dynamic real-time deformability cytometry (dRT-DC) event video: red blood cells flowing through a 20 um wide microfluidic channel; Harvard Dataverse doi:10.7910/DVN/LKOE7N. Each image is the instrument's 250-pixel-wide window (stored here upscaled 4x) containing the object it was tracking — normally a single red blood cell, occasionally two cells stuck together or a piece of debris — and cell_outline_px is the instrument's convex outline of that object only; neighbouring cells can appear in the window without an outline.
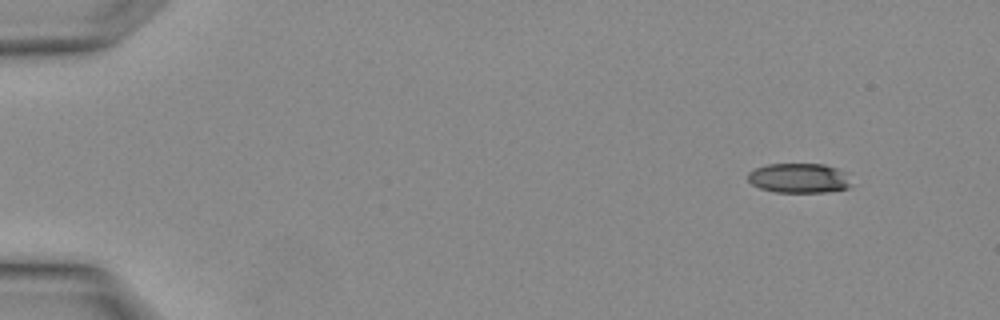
{"species": "Egyptian fruit bat (a non-hibernating species)", "species_latin": "Rousettus aegyptiacus", "temperature_condition": "warm", "stored_images_in_passage": 3, "camera_frame_rate_fps": 3000, "um_per_image_px": 0.085, "animal": {"sex": "female"}, "frame": {"image": 1, "passage_image": 1, "time_ms": 0.0, "image_size_px": [1000, 320], "cell_outline_px": [[848, 188], [824, 192], [776, 192], [760, 188], [752, 184], [748, 180], [748, 172], [756, 168], [768, 164], [824, 164], [836, 168], [840, 172], [848, 184]], "centroid_in_image_um": [67.8, 15.14], "position_along_channel_um": 17.2, "area_um2": 17.34}}
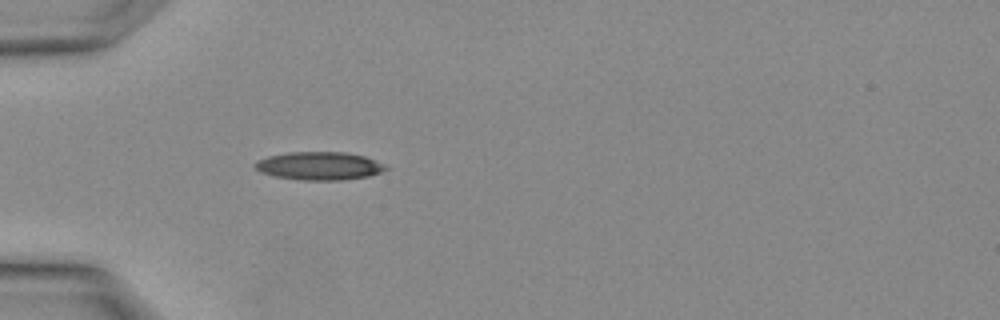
{"frame": {"image": 2, "passage_image": 3, "time_ms": 0.667, "image_size_px": [1000, 320], "cell_outline_px": [[388, 168], [380, 172], [368, 176], [340, 180], [304, 180], [276, 176], [264, 172], [256, 168], [252, 164], [256, 160], [268, 156], [288, 152], [348, 152], [364, 156], [384, 164]], "centroid_in_image_um": [27.13, 14.09], "position_along_channel_um": 57.9, "area_um2": 21.21}}